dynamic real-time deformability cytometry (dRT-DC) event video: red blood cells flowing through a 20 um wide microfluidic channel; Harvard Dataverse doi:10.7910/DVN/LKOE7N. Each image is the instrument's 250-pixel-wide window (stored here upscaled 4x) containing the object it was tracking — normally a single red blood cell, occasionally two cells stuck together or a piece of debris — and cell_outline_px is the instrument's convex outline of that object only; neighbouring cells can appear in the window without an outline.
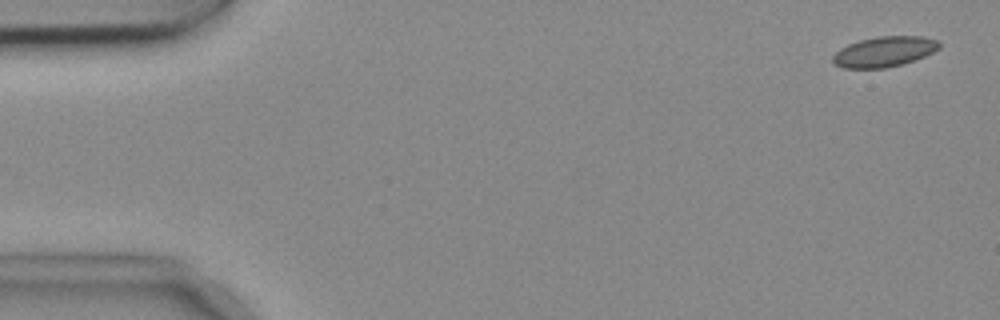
{"species": "common noctule bat (a hibernating species)", "species_latin": "Nyctalus noctula", "temperature_condition": "cold", "stored_images_in_passage": 54, "camera_frame_rate_fps": 3000, "um_per_image_px": 0.085, "animal": {"sex": "female", "body_mass_g": 18.4}, "frame": {"image": 1, "passage_image": 2, "time_ms": 0.333, "image_size_px": [1000, 320], "cell_outline_px": [[940, 48], [916, 60], [904, 64], [884, 68], [840, 68], [832, 60], [832, 56], [840, 48], [848, 44], [860, 40], [876, 36], [924, 36], [936, 40], [940, 44]], "centroid_in_image_um": [75.15, 4.39], "position_along_channel_um": 9.8, "area_um2": 18.9}}
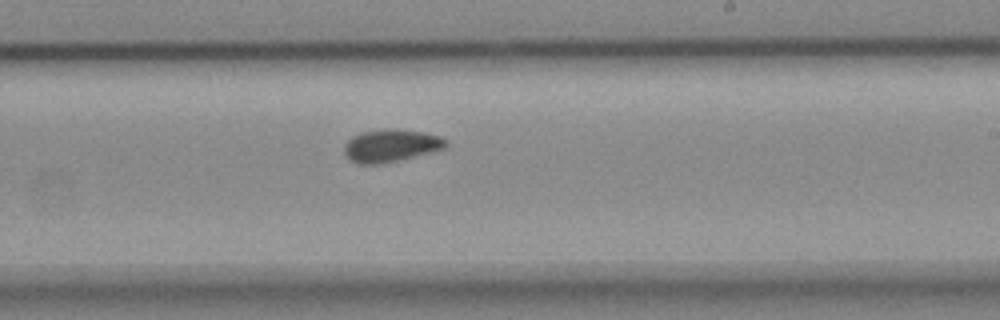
{"frame": {"image": 2, "passage_image": 32, "time_ms": 10.333, "image_size_px": [1000, 320], "cell_outline_px": [[448, 144], [444, 148], [400, 160], [384, 164], [360, 164], [348, 160], [344, 152], [344, 144], [352, 136], [360, 132], [384, 128], [396, 128], [424, 132], [440, 136], [448, 140]], "centroid_in_image_um": [33.2, 12.37], "position_along_channel_um": 255.8, "area_um2": 19.65}}
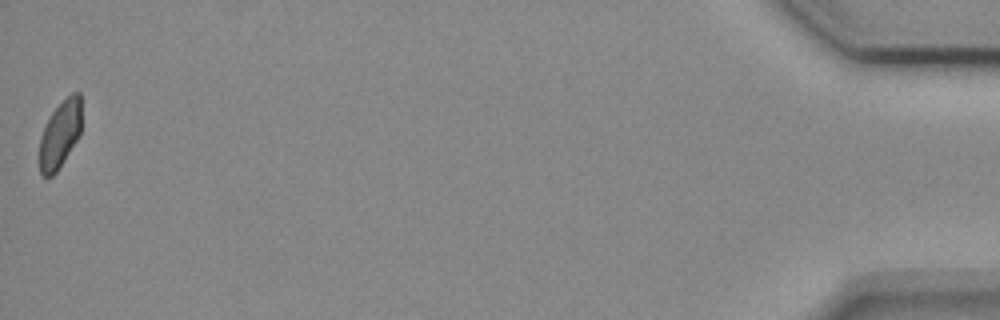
{"frame": {"image": 3, "passage_image": 54, "time_ms": 17.667, "image_size_px": [1000, 320], "cell_outline_px": [[80, 136], [56, 172], [52, 176], [44, 176], [40, 172], [40, 136], [52, 112], [72, 92], [80, 92]], "centroid_in_image_um": [5.11, 11.43], "position_along_channel_um": 430.1, "area_um2": 16.13}, "authors_computed_cell_mechanics": {"area_um2": 18.9295, "velocity_mm_per_s": 3.6905, "shape_relaxation_time_tau1_ms": 5.1945, "shape_relaxation_time_tau2_ms": 2.2568, "deformation_change_tau1": 0.078, "deformation_change_tau2": 0.0671}}